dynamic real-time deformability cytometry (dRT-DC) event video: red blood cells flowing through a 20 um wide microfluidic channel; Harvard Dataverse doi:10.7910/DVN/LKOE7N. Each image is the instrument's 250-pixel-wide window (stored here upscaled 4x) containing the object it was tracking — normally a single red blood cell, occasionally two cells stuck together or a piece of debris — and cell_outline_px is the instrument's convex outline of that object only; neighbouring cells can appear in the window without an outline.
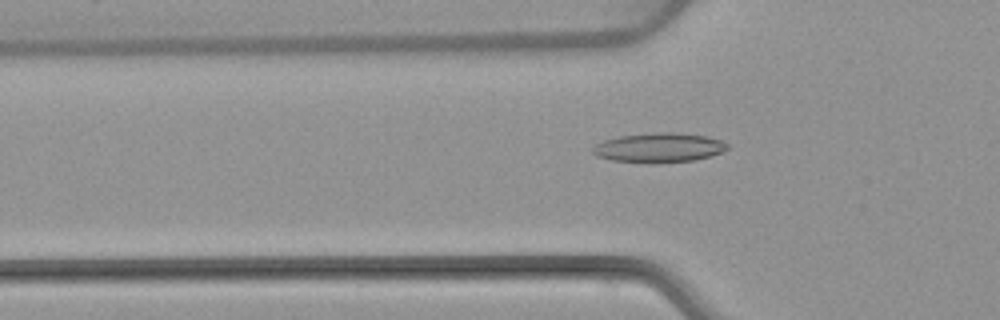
{"species": "common noctule bat (a hibernating species)", "species_latin": "Nyctalus noctula", "temperature_condition": "warm", "stored_images_in_passage": 52, "camera_frame_rate_fps": 3000, "um_per_image_px": 0.085, "animal": {"sex": "female", "body_mass_g": 22.7, "forearm_length_mm": 54.2}, "frame": {"image": 1, "passage_image": 17, "time_ms": 5.333, "image_size_px": [1000, 320], "cell_outline_px": [[728, 148], [720, 152], [708, 156], [692, 160], [656, 164], [652, 164], [612, 160], [596, 156], [592, 152], [592, 148], [596, 144], [604, 140], [620, 136], [660, 132], [676, 132], [708, 136], [720, 140], [728, 144]], "centroid_in_image_um": [55.99, 12.56], "position_along_channel_um": 69.8, "area_um2": 23.18}}
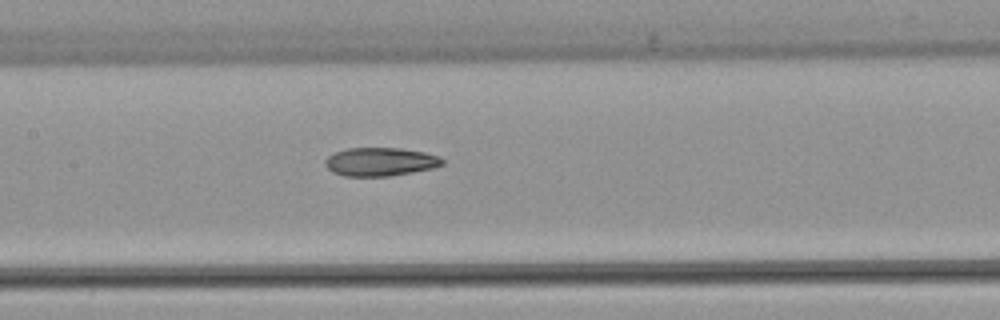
{"frame": {"image": 2, "passage_image": 25, "time_ms": 8.0, "image_size_px": [1000, 320], "cell_outline_px": [[444, 164], [432, 168], [412, 172], [388, 176], [344, 176], [332, 172], [324, 164], [324, 160], [328, 156], [336, 152], [348, 148], [400, 148], [424, 152], [440, 156], [444, 160]], "centroid_in_image_um": [32.32, 13.75], "position_along_channel_um": 175.1, "area_um2": 19.42}}
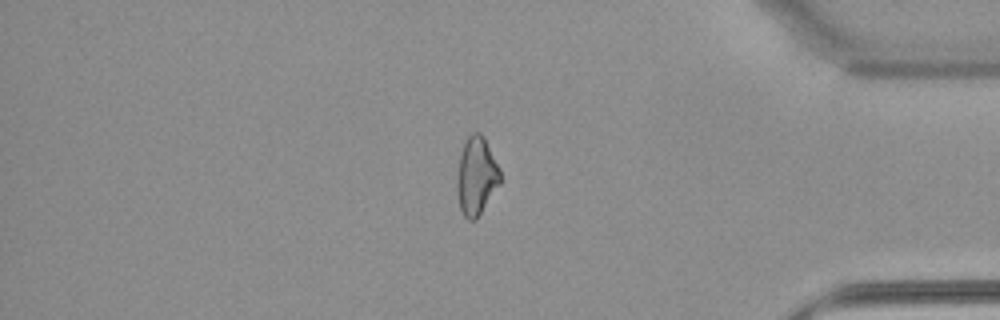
{"frame": {"image": 3, "passage_image": 44, "time_ms": 14.333, "image_size_px": [1000, 320], "cell_outline_px": [[500, 184], [476, 220], [468, 220], [464, 216], [460, 208], [456, 192], [456, 180], [460, 152], [464, 140], [472, 132], [480, 132], [484, 136], [500, 168]], "centroid_in_image_um": [40.48, 14.94], "position_along_channel_um": 394.7, "area_um2": 20.0}, "authors_computed_cell_mechanics": {"area_um2": 20.7791, "velocity_mm_per_s": 3.9228, "shape_relaxation_time_tau1_ms": null, "shape_relaxation_time_tau2_ms": 5.2126, "deformation_change_tau1": null, "deformation_change_tau2": 0.1327}}